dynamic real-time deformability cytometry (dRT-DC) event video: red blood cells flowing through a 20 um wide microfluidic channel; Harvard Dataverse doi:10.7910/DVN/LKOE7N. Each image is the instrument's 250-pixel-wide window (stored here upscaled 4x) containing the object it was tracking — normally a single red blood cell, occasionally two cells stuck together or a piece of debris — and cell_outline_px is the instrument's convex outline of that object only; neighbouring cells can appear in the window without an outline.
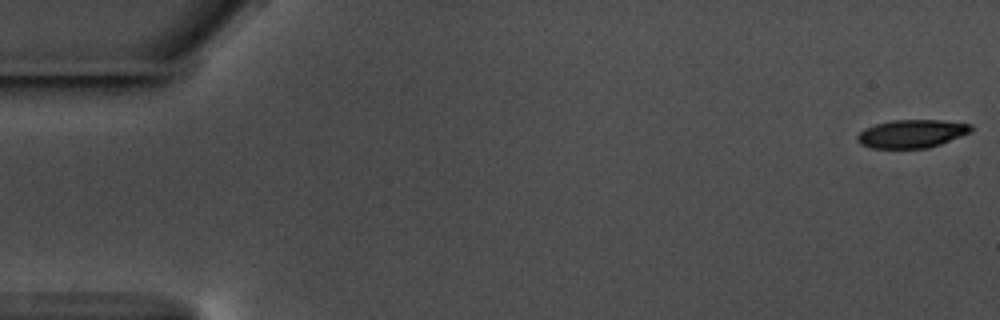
{"species": "common noctule bat (a hibernating species)", "species_latin": "Nyctalus noctula", "temperature_condition": "warm", "stored_images_in_passage": 58, "camera_frame_rate_fps": 3000, "um_per_image_px": 0.085, "animal": {"sex": "male", "body_mass_g": 17.5, "forearm_length_mm": 52.3}, "frame": {"image": 1, "passage_image": 1, "time_ms": 0.0, "image_size_px": [1000, 320], "cell_outline_px": [[976, 128], [972, 132], [940, 144], [928, 148], [872, 148], [860, 144], [856, 140], [856, 136], [864, 128], [876, 124], [892, 120], [940, 120], [972, 124]], "centroid_in_image_um": [77.53, 11.36], "position_along_channel_um": 7.5, "area_um2": 18.84}}
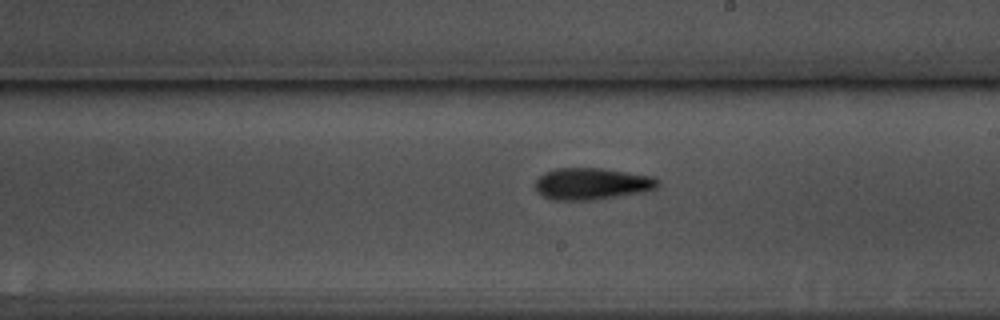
{"frame": {"image": 2, "passage_image": 33, "time_ms": 10.667, "image_size_px": [1000, 320], "cell_outline_px": [[660, 184], [656, 188], [640, 192], [592, 200], [552, 200], [540, 196], [536, 192], [532, 184], [544, 172], [556, 168], [604, 168], [652, 176], [660, 180]], "centroid_in_image_um": [50.24, 15.62], "position_along_channel_um": 238.8, "area_um2": 22.95}}
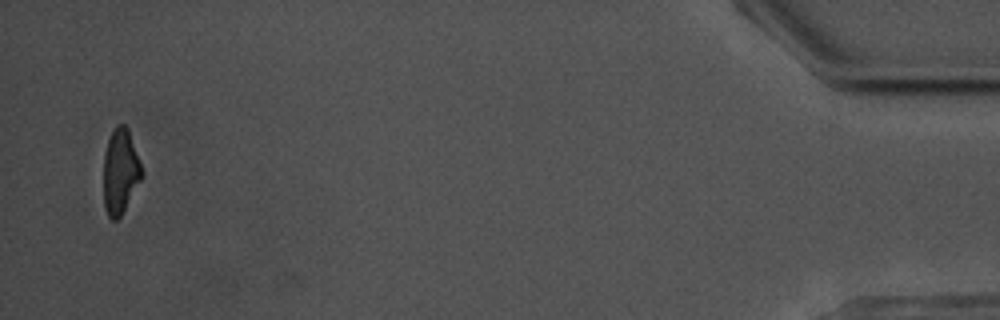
{"frame": {"image": 3, "passage_image": 56, "time_ms": 18.333, "image_size_px": [1000, 320], "cell_outline_px": [[144, 172], [140, 180], [120, 216], [116, 220], [112, 220], [108, 216], [104, 208], [104, 156], [108, 140], [116, 124], [124, 124], [128, 128]], "centroid_in_image_um": [10.22, 14.55], "position_along_channel_um": 425.0, "area_um2": 18.73}, "authors_computed_cell_mechanics": {"area_um2": 20.6635, "velocity_mm_per_s": 3.5721, "shape_relaxation_time_tau1_ms": 3.72, "shape_relaxation_time_tau2_ms": 6.1318, "deformation_change_tau1": 0.1462, "deformation_change_tau2": 0.1755}}